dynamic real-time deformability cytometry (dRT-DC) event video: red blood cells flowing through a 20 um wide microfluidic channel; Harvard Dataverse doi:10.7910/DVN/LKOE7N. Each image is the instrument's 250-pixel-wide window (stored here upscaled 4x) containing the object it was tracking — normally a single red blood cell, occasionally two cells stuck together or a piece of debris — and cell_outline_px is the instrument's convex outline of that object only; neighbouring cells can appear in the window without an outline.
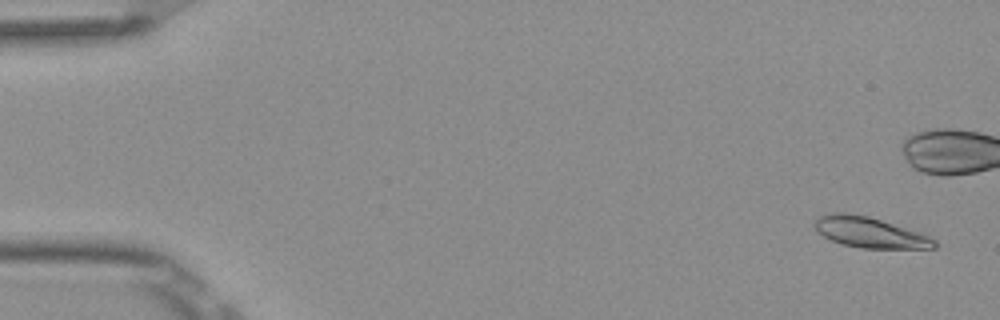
{"species": "Egyptian fruit bat (a non-hibernating species)", "species_latin": "Rousettus aegyptiacus", "temperature_condition": "room temperature", "stored_images_in_passage": 5, "camera_frame_rate_fps": 3000, "um_per_image_px": 0.085, "frame": {"image": 1, "passage_image": 1, "time_ms": 0.0, "image_size_px": [1000, 320], "cell_outline_px": [[936, 248], [860, 248], [840, 244], [816, 232], [812, 224], [820, 216], [828, 212], [844, 212], [868, 216], [920, 232], [936, 240]], "centroid_in_image_um": [73.88, 19.75], "position_along_channel_um": 11.1, "area_um2": 21.44}}